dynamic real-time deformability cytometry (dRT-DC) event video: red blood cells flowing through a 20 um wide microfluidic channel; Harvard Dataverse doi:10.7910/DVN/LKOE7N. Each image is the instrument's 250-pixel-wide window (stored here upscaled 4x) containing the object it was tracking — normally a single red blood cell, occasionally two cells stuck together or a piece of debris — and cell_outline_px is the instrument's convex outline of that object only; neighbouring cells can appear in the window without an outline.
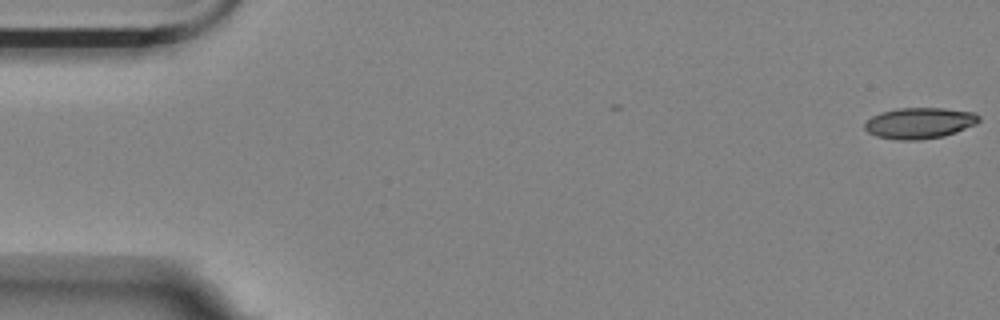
{"species": "Egyptian fruit bat (a non-hibernating species)", "species_latin": "Rousettus aegyptiacus", "temperature_condition": "room temperature", "stored_images_in_passage": 7, "camera_frame_rate_fps": 3000, "um_per_image_px": 0.085, "animal": {"sex": "female"}, "frame": {"image": 1, "passage_image": 1, "time_ms": 0.0, "image_size_px": [1000, 320], "cell_outline_px": [[980, 120], [976, 124], [956, 132], [944, 136], [920, 140], [896, 140], [876, 136], [868, 132], [864, 128], [864, 124], [872, 116], [880, 112], [896, 108], [944, 108], [976, 112], [980, 116]], "centroid_in_image_um": [78.17, 10.46], "position_along_channel_um": 6.8, "area_um2": 20.87}}